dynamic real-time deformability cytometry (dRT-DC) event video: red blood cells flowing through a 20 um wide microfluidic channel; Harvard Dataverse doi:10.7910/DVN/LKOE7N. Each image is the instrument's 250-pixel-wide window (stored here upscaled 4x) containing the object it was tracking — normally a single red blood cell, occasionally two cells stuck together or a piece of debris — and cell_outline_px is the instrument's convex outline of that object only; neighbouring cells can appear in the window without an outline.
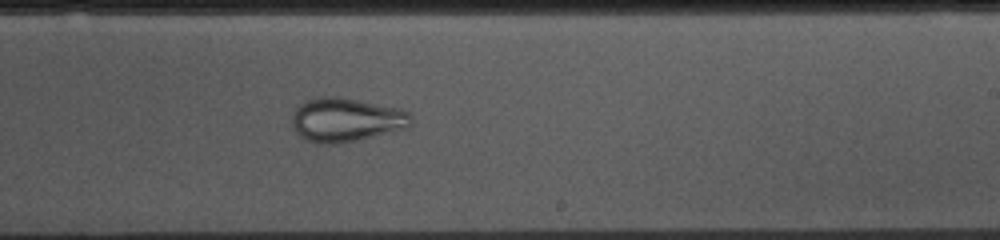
{"species": "common noctule bat (a hibernating species)", "species_latin": "Nyctalus noctula", "temperature_condition": "cold", "stored_images_in_passage": 53, "camera_frame_rate_fps": 3000, "um_per_image_px": 0.085, "animal": {"sex": "female", "body_mass_g": 10.0, "forearm_length_mm": 53.1}, "frame": {"image": 1, "passage_image": 31, "time_ms": 10.0, "image_size_px": [1000, 240], "cell_outline_px": [[412, 124], [408, 128], [360, 140], [336, 144], [324, 144], [308, 140], [300, 136], [296, 132], [292, 124], [292, 116], [296, 108], [300, 104], [316, 96], [336, 96], [400, 108], [408, 112], [412, 116]], "centroid_in_image_um": [29.44, 10.19], "position_along_channel_um": 259.6, "area_um2": 30.63}}
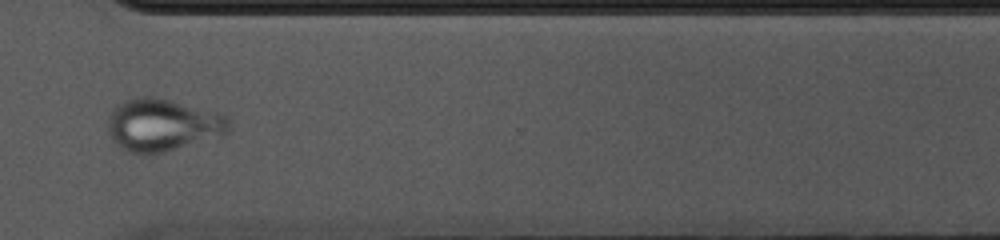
{"frame": {"image": 2, "passage_image": 39, "time_ms": 12.667, "image_size_px": [1000, 240], "cell_outline_px": [[228, 132], [224, 136], [164, 152], [144, 156], [140, 156], [128, 152], [120, 148], [116, 144], [108, 132], [108, 120], [112, 112], [120, 104], [136, 96], [156, 96], [220, 112], [228, 120]], "centroid_in_image_um": [13.83, 10.64], "position_along_channel_um": 356.8, "area_um2": 37.45}}
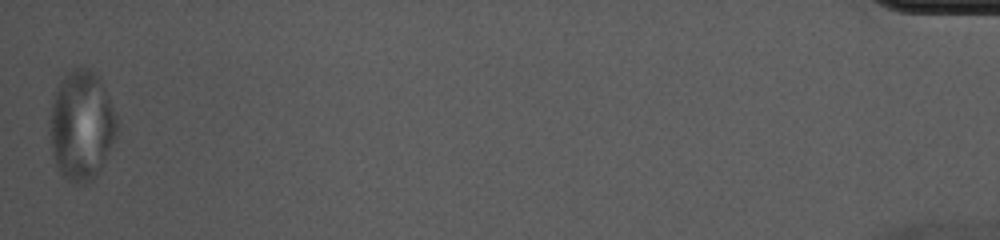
{"frame": {"image": 3, "passage_image": 53, "time_ms": 17.333, "image_size_px": [1000, 240], "cell_outline_px": [[116, 136], [100, 168], [92, 180], [84, 184], [72, 184], [60, 172], [56, 164], [52, 152], [48, 132], [48, 124], [52, 104], [60, 80], [68, 72], [80, 64], [88, 68], [100, 76], [116, 116]], "centroid_in_image_um": [6.9, 10.64], "position_along_channel_um": 428.3, "area_um2": 43.0}}